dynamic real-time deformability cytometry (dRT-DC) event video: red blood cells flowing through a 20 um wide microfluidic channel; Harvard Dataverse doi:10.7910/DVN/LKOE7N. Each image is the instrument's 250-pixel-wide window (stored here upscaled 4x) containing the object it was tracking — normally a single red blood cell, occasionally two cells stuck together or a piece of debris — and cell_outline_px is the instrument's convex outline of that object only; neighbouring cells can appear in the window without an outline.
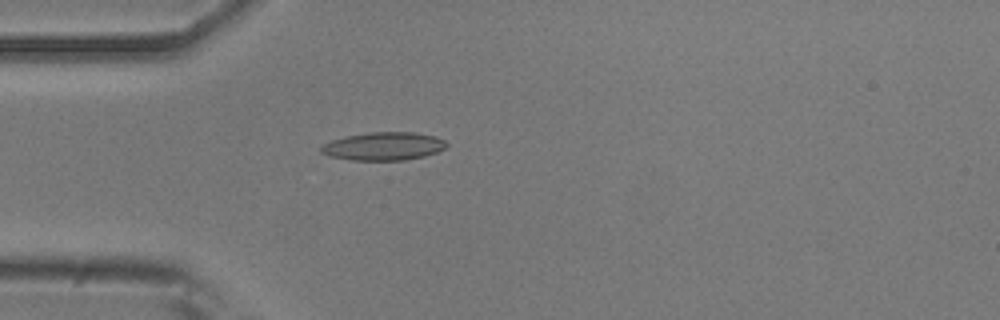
{"species": "common noctule bat (a hibernating species)", "species_latin": "Nyctalus noctula", "temperature_condition": "room temperature", "stored_images_in_passage": 50, "camera_frame_rate_fps": 3000, "um_per_image_px": 0.085, "animal": {"sex": "male", "body_mass_g": 20.5, "forearm_length_mm": 52.5}, "frame": {"image": 1, "passage_image": 12, "time_ms": 3.667, "image_size_px": [1000, 320], "cell_outline_px": [[448, 144], [444, 148], [436, 152], [424, 156], [404, 160], [352, 160], [328, 156], [320, 152], [320, 144], [344, 136], [372, 132], [412, 132], [436, 136], [444, 140]], "centroid_in_image_um": [32.56, 12.43], "position_along_channel_um": 52.4, "area_um2": 20.63}}
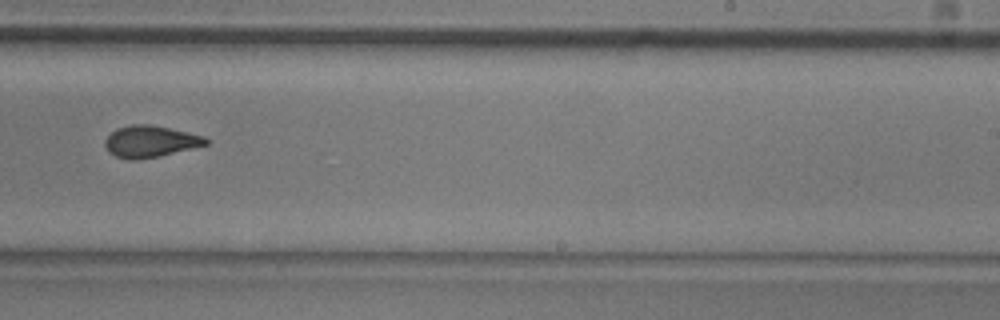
{"frame": {"image": 2, "passage_image": 30, "time_ms": 9.667, "image_size_px": [1000, 320], "cell_outline_px": [[208, 144], [160, 156], [136, 160], [128, 160], [116, 156], [108, 152], [104, 144], [104, 140], [116, 128], [132, 124], [148, 124], [188, 132], [204, 136], [208, 140]], "centroid_in_image_um": [12.74, 12.03], "position_along_channel_um": 276.3, "area_um2": 18.55}}
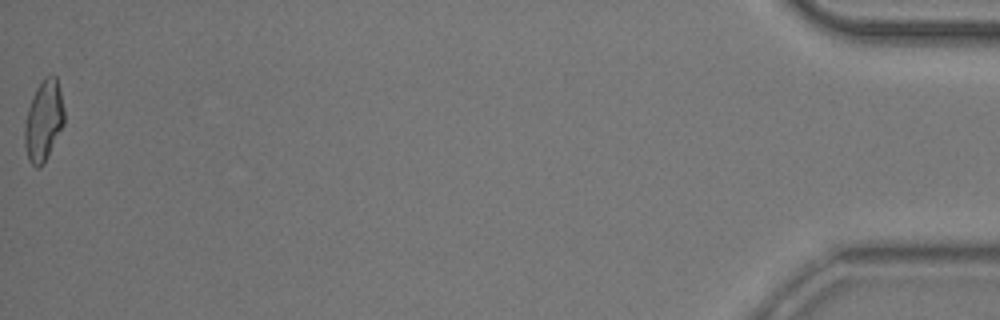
{"frame": {"image": 3, "passage_image": 50, "time_ms": 16.333, "image_size_px": [1000, 320], "cell_outline_px": [[64, 124], [44, 164], [40, 168], [36, 168], [28, 160], [24, 144], [24, 124], [28, 108], [32, 96], [36, 88], [44, 76], [56, 76], [64, 108]], "centroid_in_image_um": [3.69, 10.28], "position_along_channel_um": 431.5, "area_um2": 18.73}, "authors_computed_cell_mechanics": {"area_um2": 18.6405, "velocity_mm_per_s": 3.837, "shape_relaxation_time_tau1_ms": null, "shape_relaxation_time_tau2_ms": 3.6749, "deformation_change_tau1": null, "deformation_change_tau2": 0.112}}